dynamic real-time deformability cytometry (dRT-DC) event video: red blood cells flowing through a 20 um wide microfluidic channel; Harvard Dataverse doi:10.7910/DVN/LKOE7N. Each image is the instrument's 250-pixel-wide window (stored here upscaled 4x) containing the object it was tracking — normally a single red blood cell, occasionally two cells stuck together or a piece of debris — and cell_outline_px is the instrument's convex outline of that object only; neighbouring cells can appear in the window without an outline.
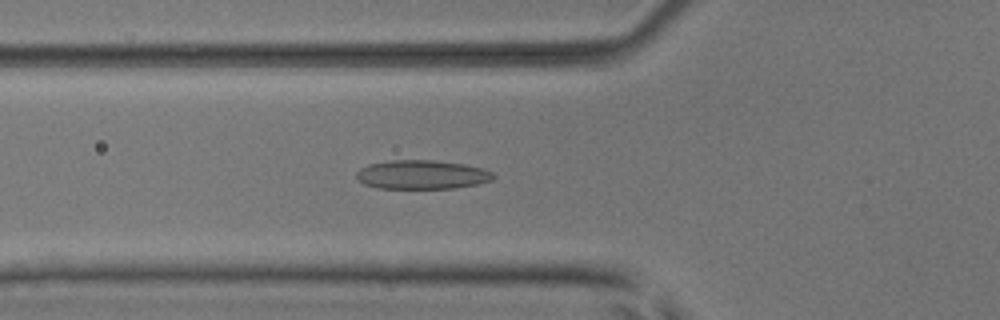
{"species": "common noctule bat (a hibernating species)", "species_latin": "Nyctalus noctula", "temperature_condition": "room temperature", "stored_images_in_passage": 36, "camera_frame_rate_fps": 3000, "um_per_image_px": 0.085, "animal": {"sex": "male", "body_mass_g": 17.9, "forearm_length_mm": 54.2}, "frame": {"image": 1, "passage_image": 4, "time_ms": 1.0, "image_size_px": [1000, 320], "cell_outline_px": [[496, 176], [492, 180], [476, 184], [452, 188], [376, 188], [364, 184], [356, 176], [356, 172], [360, 168], [368, 164], [392, 160], [432, 160], [464, 164], [480, 168], [492, 172]], "centroid_in_image_um": [35.84, 14.84], "position_along_channel_um": 90.0, "area_um2": 22.95}}
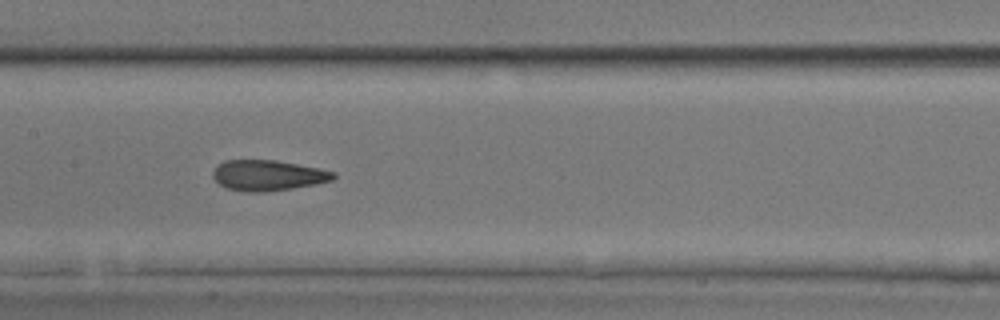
{"frame": {"image": 2, "passage_image": 11, "time_ms": 3.333, "image_size_px": [1000, 320], "cell_outline_px": [[336, 176], [332, 180], [316, 184], [292, 188], [260, 192], [248, 192], [228, 188], [220, 184], [212, 176], [212, 172], [216, 164], [224, 160], [276, 160], [336, 172]], "centroid_in_image_um": [22.74, 14.89], "position_along_channel_um": 184.7, "area_um2": 21.33}}
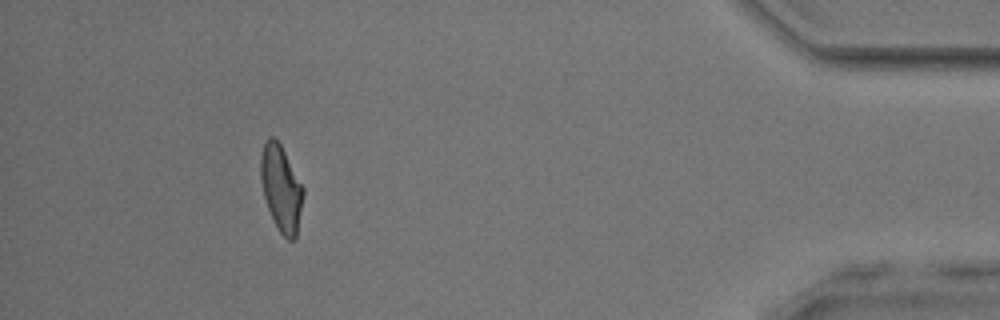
{"frame": {"image": 3, "passage_image": 32, "time_ms": 10.333, "image_size_px": [1000, 320], "cell_outline_px": [[304, 192], [296, 236], [292, 240], [288, 240], [280, 232], [268, 208], [264, 196], [260, 176], [260, 156], [264, 144], [268, 136], [272, 136], [280, 144], [304, 188]], "centroid_in_image_um": [23.89, 15.98], "position_along_channel_um": 411.3, "area_um2": 20.92}, "authors_computed_cell_mechanics": {"area_um2": 21.2993, "velocity_mm_per_s": 4.0463, "shape_relaxation_time_tau1_ms": 7.4869, "shape_relaxation_time_tau2_ms": 1.7683, "deformation_change_tau1": 0.2064, "deformation_change_tau2": 0.094}}